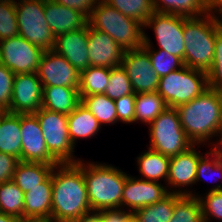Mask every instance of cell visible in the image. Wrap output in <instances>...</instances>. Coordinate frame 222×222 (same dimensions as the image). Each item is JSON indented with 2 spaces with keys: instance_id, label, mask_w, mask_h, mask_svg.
<instances>
[{
  "instance_id": "1",
  "label": "cell",
  "mask_w": 222,
  "mask_h": 222,
  "mask_svg": "<svg viewBox=\"0 0 222 222\" xmlns=\"http://www.w3.org/2000/svg\"><path fill=\"white\" fill-rule=\"evenodd\" d=\"M52 193V221L77 222L93 214L83 171L76 163H63L54 167Z\"/></svg>"
},
{
  "instance_id": "2",
  "label": "cell",
  "mask_w": 222,
  "mask_h": 222,
  "mask_svg": "<svg viewBox=\"0 0 222 222\" xmlns=\"http://www.w3.org/2000/svg\"><path fill=\"white\" fill-rule=\"evenodd\" d=\"M181 127L193 144L214 145L222 127V110L218 90L208 88L188 103L176 107ZM210 142V143H209ZM209 143V144H205Z\"/></svg>"
},
{
  "instance_id": "3",
  "label": "cell",
  "mask_w": 222,
  "mask_h": 222,
  "mask_svg": "<svg viewBox=\"0 0 222 222\" xmlns=\"http://www.w3.org/2000/svg\"><path fill=\"white\" fill-rule=\"evenodd\" d=\"M83 171L87 198L93 213L101 210L122 209V194L128 174L112 164L76 163Z\"/></svg>"
},
{
  "instance_id": "4",
  "label": "cell",
  "mask_w": 222,
  "mask_h": 222,
  "mask_svg": "<svg viewBox=\"0 0 222 222\" xmlns=\"http://www.w3.org/2000/svg\"><path fill=\"white\" fill-rule=\"evenodd\" d=\"M219 32L214 17H188L184 21V65L208 72L212 68L216 36Z\"/></svg>"
},
{
  "instance_id": "5",
  "label": "cell",
  "mask_w": 222,
  "mask_h": 222,
  "mask_svg": "<svg viewBox=\"0 0 222 222\" xmlns=\"http://www.w3.org/2000/svg\"><path fill=\"white\" fill-rule=\"evenodd\" d=\"M88 24L107 33L123 50L139 49L144 45V25L123 15L103 0L96 4L88 18Z\"/></svg>"
},
{
  "instance_id": "6",
  "label": "cell",
  "mask_w": 222,
  "mask_h": 222,
  "mask_svg": "<svg viewBox=\"0 0 222 222\" xmlns=\"http://www.w3.org/2000/svg\"><path fill=\"white\" fill-rule=\"evenodd\" d=\"M208 88L206 72L184 66L160 77L157 92L168 107L176 108L190 102Z\"/></svg>"
},
{
  "instance_id": "7",
  "label": "cell",
  "mask_w": 222,
  "mask_h": 222,
  "mask_svg": "<svg viewBox=\"0 0 222 222\" xmlns=\"http://www.w3.org/2000/svg\"><path fill=\"white\" fill-rule=\"evenodd\" d=\"M149 149L172 157L185 152L193 142L181 127L176 108L167 107L149 124Z\"/></svg>"
},
{
  "instance_id": "8",
  "label": "cell",
  "mask_w": 222,
  "mask_h": 222,
  "mask_svg": "<svg viewBox=\"0 0 222 222\" xmlns=\"http://www.w3.org/2000/svg\"><path fill=\"white\" fill-rule=\"evenodd\" d=\"M19 36L43 51L54 50L56 37L44 16V0L15 1Z\"/></svg>"
},
{
  "instance_id": "9",
  "label": "cell",
  "mask_w": 222,
  "mask_h": 222,
  "mask_svg": "<svg viewBox=\"0 0 222 222\" xmlns=\"http://www.w3.org/2000/svg\"><path fill=\"white\" fill-rule=\"evenodd\" d=\"M40 124L50 154L60 163H77L81 158L74 154L68 135V115L41 108L34 114Z\"/></svg>"
},
{
  "instance_id": "10",
  "label": "cell",
  "mask_w": 222,
  "mask_h": 222,
  "mask_svg": "<svg viewBox=\"0 0 222 222\" xmlns=\"http://www.w3.org/2000/svg\"><path fill=\"white\" fill-rule=\"evenodd\" d=\"M43 53L19 35L0 41V62L15 75L36 73Z\"/></svg>"
},
{
  "instance_id": "11",
  "label": "cell",
  "mask_w": 222,
  "mask_h": 222,
  "mask_svg": "<svg viewBox=\"0 0 222 222\" xmlns=\"http://www.w3.org/2000/svg\"><path fill=\"white\" fill-rule=\"evenodd\" d=\"M188 17L176 14L154 12L144 24V28H152L157 39L158 49L181 58L184 62V21Z\"/></svg>"
},
{
  "instance_id": "12",
  "label": "cell",
  "mask_w": 222,
  "mask_h": 222,
  "mask_svg": "<svg viewBox=\"0 0 222 222\" xmlns=\"http://www.w3.org/2000/svg\"><path fill=\"white\" fill-rule=\"evenodd\" d=\"M196 147L199 148V144H194L185 152L170 157L167 178V185H169L167 187L170 193L194 196L195 193L187 188L195 184L197 164L199 158L204 155L198 152Z\"/></svg>"
},
{
  "instance_id": "13",
  "label": "cell",
  "mask_w": 222,
  "mask_h": 222,
  "mask_svg": "<svg viewBox=\"0 0 222 222\" xmlns=\"http://www.w3.org/2000/svg\"><path fill=\"white\" fill-rule=\"evenodd\" d=\"M121 66L127 72L135 94L157 91L160 77L153 70L148 53L143 48L125 50Z\"/></svg>"
},
{
  "instance_id": "14",
  "label": "cell",
  "mask_w": 222,
  "mask_h": 222,
  "mask_svg": "<svg viewBox=\"0 0 222 222\" xmlns=\"http://www.w3.org/2000/svg\"><path fill=\"white\" fill-rule=\"evenodd\" d=\"M21 161L60 164L49 152L39 121L34 114H21Z\"/></svg>"
},
{
  "instance_id": "15",
  "label": "cell",
  "mask_w": 222,
  "mask_h": 222,
  "mask_svg": "<svg viewBox=\"0 0 222 222\" xmlns=\"http://www.w3.org/2000/svg\"><path fill=\"white\" fill-rule=\"evenodd\" d=\"M36 73L42 86L79 88L80 72L54 50L44 51Z\"/></svg>"
},
{
  "instance_id": "16",
  "label": "cell",
  "mask_w": 222,
  "mask_h": 222,
  "mask_svg": "<svg viewBox=\"0 0 222 222\" xmlns=\"http://www.w3.org/2000/svg\"><path fill=\"white\" fill-rule=\"evenodd\" d=\"M43 87L37 73L16 74L8 112L35 114L42 108Z\"/></svg>"
},
{
  "instance_id": "17",
  "label": "cell",
  "mask_w": 222,
  "mask_h": 222,
  "mask_svg": "<svg viewBox=\"0 0 222 222\" xmlns=\"http://www.w3.org/2000/svg\"><path fill=\"white\" fill-rule=\"evenodd\" d=\"M160 183V184H159ZM170 192L161 182L140 179L128 174L122 194V209L134 213L137 209L163 200Z\"/></svg>"
},
{
  "instance_id": "18",
  "label": "cell",
  "mask_w": 222,
  "mask_h": 222,
  "mask_svg": "<svg viewBox=\"0 0 222 222\" xmlns=\"http://www.w3.org/2000/svg\"><path fill=\"white\" fill-rule=\"evenodd\" d=\"M124 51L107 33L88 24V54L90 66L113 68L122 64Z\"/></svg>"
},
{
  "instance_id": "19",
  "label": "cell",
  "mask_w": 222,
  "mask_h": 222,
  "mask_svg": "<svg viewBox=\"0 0 222 222\" xmlns=\"http://www.w3.org/2000/svg\"><path fill=\"white\" fill-rule=\"evenodd\" d=\"M54 51L62 55L79 72L90 67L88 54V24L77 30L58 35Z\"/></svg>"
},
{
  "instance_id": "20",
  "label": "cell",
  "mask_w": 222,
  "mask_h": 222,
  "mask_svg": "<svg viewBox=\"0 0 222 222\" xmlns=\"http://www.w3.org/2000/svg\"><path fill=\"white\" fill-rule=\"evenodd\" d=\"M44 16L55 37L77 31L88 24V18L83 13L54 0H44Z\"/></svg>"
},
{
  "instance_id": "21",
  "label": "cell",
  "mask_w": 222,
  "mask_h": 222,
  "mask_svg": "<svg viewBox=\"0 0 222 222\" xmlns=\"http://www.w3.org/2000/svg\"><path fill=\"white\" fill-rule=\"evenodd\" d=\"M52 173L40 184L24 193L23 222L51 220Z\"/></svg>"
},
{
  "instance_id": "22",
  "label": "cell",
  "mask_w": 222,
  "mask_h": 222,
  "mask_svg": "<svg viewBox=\"0 0 222 222\" xmlns=\"http://www.w3.org/2000/svg\"><path fill=\"white\" fill-rule=\"evenodd\" d=\"M42 108L59 112L65 115L71 114L81 103L78 87L66 86H42Z\"/></svg>"
},
{
  "instance_id": "23",
  "label": "cell",
  "mask_w": 222,
  "mask_h": 222,
  "mask_svg": "<svg viewBox=\"0 0 222 222\" xmlns=\"http://www.w3.org/2000/svg\"><path fill=\"white\" fill-rule=\"evenodd\" d=\"M101 127L98 120L82 103L68 115V135L74 147L78 142L77 139L93 138Z\"/></svg>"
},
{
  "instance_id": "24",
  "label": "cell",
  "mask_w": 222,
  "mask_h": 222,
  "mask_svg": "<svg viewBox=\"0 0 222 222\" xmlns=\"http://www.w3.org/2000/svg\"><path fill=\"white\" fill-rule=\"evenodd\" d=\"M21 114L7 112L0 121V152L21 161Z\"/></svg>"
},
{
  "instance_id": "25",
  "label": "cell",
  "mask_w": 222,
  "mask_h": 222,
  "mask_svg": "<svg viewBox=\"0 0 222 222\" xmlns=\"http://www.w3.org/2000/svg\"><path fill=\"white\" fill-rule=\"evenodd\" d=\"M136 159L138 171L142 175L140 179L154 182L164 180L167 185L170 157L148 148Z\"/></svg>"
},
{
  "instance_id": "26",
  "label": "cell",
  "mask_w": 222,
  "mask_h": 222,
  "mask_svg": "<svg viewBox=\"0 0 222 222\" xmlns=\"http://www.w3.org/2000/svg\"><path fill=\"white\" fill-rule=\"evenodd\" d=\"M56 165L19 161L12 180L25 193L40 186L52 173Z\"/></svg>"
},
{
  "instance_id": "27",
  "label": "cell",
  "mask_w": 222,
  "mask_h": 222,
  "mask_svg": "<svg viewBox=\"0 0 222 222\" xmlns=\"http://www.w3.org/2000/svg\"><path fill=\"white\" fill-rule=\"evenodd\" d=\"M167 104L158 92L138 93L135 97V123L149 125L166 108Z\"/></svg>"
},
{
  "instance_id": "28",
  "label": "cell",
  "mask_w": 222,
  "mask_h": 222,
  "mask_svg": "<svg viewBox=\"0 0 222 222\" xmlns=\"http://www.w3.org/2000/svg\"><path fill=\"white\" fill-rule=\"evenodd\" d=\"M157 13L201 17L208 13L206 0H153Z\"/></svg>"
},
{
  "instance_id": "29",
  "label": "cell",
  "mask_w": 222,
  "mask_h": 222,
  "mask_svg": "<svg viewBox=\"0 0 222 222\" xmlns=\"http://www.w3.org/2000/svg\"><path fill=\"white\" fill-rule=\"evenodd\" d=\"M81 103L93 114L99 124L114 125L117 123L116 105L113 99L105 94L80 96Z\"/></svg>"
},
{
  "instance_id": "30",
  "label": "cell",
  "mask_w": 222,
  "mask_h": 222,
  "mask_svg": "<svg viewBox=\"0 0 222 222\" xmlns=\"http://www.w3.org/2000/svg\"><path fill=\"white\" fill-rule=\"evenodd\" d=\"M142 48L148 53L152 68L159 77L168 75L170 72L185 66L181 58L169 54L165 50L155 49L147 33H144V45Z\"/></svg>"
},
{
  "instance_id": "31",
  "label": "cell",
  "mask_w": 222,
  "mask_h": 222,
  "mask_svg": "<svg viewBox=\"0 0 222 222\" xmlns=\"http://www.w3.org/2000/svg\"><path fill=\"white\" fill-rule=\"evenodd\" d=\"M110 68L90 66L80 72L79 94L89 96L92 94H104L109 83Z\"/></svg>"
},
{
  "instance_id": "32",
  "label": "cell",
  "mask_w": 222,
  "mask_h": 222,
  "mask_svg": "<svg viewBox=\"0 0 222 222\" xmlns=\"http://www.w3.org/2000/svg\"><path fill=\"white\" fill-rule=\"evenodd\" d=\"M24 192L13 180L0 184V212L23 222Z\"/></svg>"
},
{
  "instance_id": "33",
  "label": "cell",
  "mask_w": 222,
  "mask_h": 222,
  "mask_svg": "<svg viewBox=\"0 0 222 222\" xmlns=\"http://www.w3.org/2000/svg\"><path fill=\"white\" fill-rule=\"evenodd\" d=\"M175 194L170 193L163 200L137 209L133 214L139 222H169L174 211Z\"/></svg>"
},
{
  "instance_id": "34",
  "label": "cell",
  "mask_w": 222,
  "mask_h": 222,
  "mask_svg": "<svg viewBox=\"0 0 222 222\" xmlns=\"http://www.w3.org/2000/svg\"><path fill=\"white\" fill-rule=\"evenodd\" d=\"M169 222H203L198 197L175 194V206Z\"/></svg>"
},
{
  "instance_id": "35",
  "label": "cell",
  "mask_w": 222,
  "mask_h": 222,
  "mask_svg": "<svg viewBox=\"0 0 222 222\" xmlns=\"http://www.w3.org/2000/svg\"><path fill=\"white\" fill-rule=\"evenodd\" d=\"M123 15L138 20L143 25L155 12L153 0H103Z\"/></svg>"
},
{
  "instance_id": "36",
  "label": "cell",
  "mask_w": 222,
  "mask_h": 222,
  "mask_svg": "<svg viewBox=\"0 0 222 222\" xmlns=\"http://www.w3.org/2000/svg\"><path fill=\"white\" fill-rule=\"evenodd\" d=\"M131 93L133 89L125 69L121 65L110 68L109 83L104 94L115 100Z\"/></svg>"
},
{
  "instance_id": "37",
  "label": "cell",
  "mask_w": 222,
  "mask_h": 222,
  "mask_svg": "<svg viewBox=\"0 0 222 222\" xmlns=\"http://www.w3.org/2000/svg\"><path fill=\"white\" fill-rule=\"evenodd\" d=\"M18 35L15 0H0V41Z\"/></svg>"
},
{
  "instance_id": "38",
  "label": "cell",
  "mask_w": 222,
  "mask_h": 222,
  "mask_svg": "<svg viewBox=\"0 0 222 222\" xmlns=\"http://www.w3.org/2000/svg\"><path fill=\"white\" fill-rule=\"evenodd\" d=\"M204 155L205 156L202 155L199 158V161L197 164L195 184L197 182L207 180L208 178H210L209 177L210 175H213V173L214 174L217 173L218 175L221 176V178L220 176L219 178L222 179V156L218 154L213 148H211L209 152H205ZM210 181H213V180L210 179Z\"/></svg>"
},
{
  "instance_id": "39",
  "label": "cell",
  "mask_w": 222,
  "mask_h": 222,
  "mask_svg": "<svg viewBox=\"0 0 222 222\" xmlns=\"http://www.w3.org/2000/svg\"><path fill=\"white\" fill-rule=\"evenodd\" d=\"M205 194H194L201 203L203 222H210L211 218L222 221V190H211Z\"/></svg>"
},
{
  "instance_id": "40",
  "label": "cell",
  "mask_w": 222,
  "mask_h": 222,
  "mask_svg": "<svg viewBox=\"0 0 222 222\" xmlns=\"http://www.w3.org/2000/svg\"><path fill=\"white\" fill-rule=\"evenodd\" d=\"M208 87L216 90L222 89V32L216 36L215 52L212 68L207 72Z\"/></svg>"
},
{
  "instance_id": "41",
  "label": "cell",
  "mask_w": 222,
  "mask_h": 222,
  "mask_svg": "<svg viewBox=\"0 0 222 222\" xmlns=\"http://www.w3.org/2000/svg\"><path fill=\"white\" fill-rule=\"evenodd\" d=\"M15 74L0 62V108L9 110Z\"/></svg>"
},
{
  "instance_id": "42",
  "label": "cell",
  "mask_w": 222,
  "mask_h": 222,
  "mask_svg": "<svg viewBox=\"0 0 222 222\" xmlns=\"http://www.w3.org/2000/svg\"><path fill=\"white\" fill-rule=\"evenodd\" d=\"M135 97L136 94L133 92L114 100L118 122L135 123Z\"/></svg>"
},
{
  "instance_id": "43",
  "label": "cell",
  "mask_w": 222,
  "mask_h": 222,
  "mask_svg": "<svg viewBox=\"0 0 222 222\" xmlns=\"http://www.w3.org/2000/svg\"><path fill=\"white\" fill-rule=\"evenodd\" d=\"M18 162L16 157L0 152V184L12 180Z\"/></svg>"
},
{
  "instance_id": "44",
  "label": "cell",
  "mask_w": 222,
  "mask_h": 222,
  "mask_svg": "<svg viewBox=\"0 0 222 222\" xmlns=\"http://www.w3.org/2000/svg\"><path fill=\"white\" fill-rule=\"evenodd\" d=\"M58 4L64 5L83 13L87 18L95 8L99 0H54Z\"/></svg>"
},
{
  "instance_id": "45",
  "label": "cell",
  "mask_w": 222,
  "mask_h": 222,
  "mask_svg": "<svg viewBox=\"0 0 222 222\" xmlns=\"http://www.w3.org/2000/svg\"><path fill=\"white\" fill-rule=\"evenodd\" d=\"M101 220V222H126L129 216L132 214L128 209H110L101 210L95 213Z\"/></svg>"
},
{
  "instance_id": "46",
  "label": "cell",
  "mask_w": 222,
  "mask_h": 222,
  "mask_svg": "<svg viewBox=\"0 0 222 222\" xmlns=\"http://www.w3.org/2000/svg\"><path fill=\"white\" fill-rule=\"evenodd\" d=\"M222 9V0H208L207 1V10L208 14L213 17Z\"/></svg>"
},
{
  "instance_id": "47",
  "label": "cell",
  "mask_w": 222,
  "mask_h": 222,
  "mask_svg": "<svg viewBox=\"0 0 222 222\" xmlns=\"http://www.w3.org/2000/svg\"><path fill=\"white\" fill-rule=\"evenodd\" d=\"M0 222H22L14 216L0 212Z\"/></svg>"
},
{
  "instance_id": "48",
  "label": "cell",
  "mask_w": 222,
  "mask_h": 222,
  "mask_svg": "<svg viewBox=\"0 0 222 222\" xmlns=\"http://www.w3.org/2000/svg\"><path fill=\"white\" fill-rule=\"evenodd\" d=\"M219 140H216L217 143H215L212 148L222 156V127L218 136ZM215 146V147H214Z\"/></svg>"
},
{
  "instance_id": "49",
  "label": "cell",
  "mask_w": 222,
  "mask_h": 222,
  "mask_svg": "<svg viewBox=\"0 0 222 222\" xmlns=\"http://www.w3.org/2000/svg\"><path fill=\"white\" fill-rule=\"evenodd\" d=\"M77 222H101V220L95 213H93L89 216L83 217Z\"/></svg>"
},
{
  "instance_id": "50",
  "label": "cell",
  "mask_w": 222,
  "mask_h": 222,
  "mask_svg": "<svg viewBox=\"0 0 222 222\" xmlns=\"http://www.w3.org/2000/svg\"><path fill=\"white\" fill-rule=\"evenodd\" d=\"M217 14L218 16H214V19L216 21L218 30L222 32V9Z\"/></svg>"
},
{
  "instance_id": "51",
  "label": "cell",
  "mask_w": 222,
  "mask_h": 222,
  "mask_svg": "<svg viewBox=\"0 0 222 222\" xmlns=\"http://www.w3.org/2000/svg\"><path fill=\"white\" fill-rule=\"evenodd\" d=\"M126 222H139V220L135 217V215L132 213Z\"/></svg>"
},
{
  "instance_id": "52",
  "label": "cell",
  "mask_w": 222,
  "mask_h": 222,
  "mask_svg": "<svg viewBox=\"0 0 222 222\" xmlns=\"http://www.w3.org/2000/svg\"><path fill=\"white\" fill-rule=\"evenodd\" d=\"M211 190H222V184H216L214 185V187L210 188L208 191H211Z\"/></svg>"
},
{
  "instance_id": "53",
  "label": "cell",
  "mask_w": 222,
  "mask_h": 222,
  "mask_svg": "<svg viewBox=\"0 0 222 222\" xmlns=\"http://www.w3.org/2000/svg\"><path fill=\"white\" fill-rule=\"evenodd\" d=\"M7 112H8L7 110L0 108V121L2 120L3 116H4Z\"/></svg>"
},
{
  "instance_id": "54",
  "label": "cell",
  "mask_w": 222,
  "mask_h": 222,
  "mask_svg": "<svg viewBox=\"0 0 222 222\" xmlns=\"http://www.w3.org/2000/svg\"><path fill=\"white\" fill-rule=\"evenodd\" d=\"M219 93V98H220V102H221V110H222V89L218 90Z\"/></svg>"
},
{
  "instance_id": "55",
  "label": "cell",
  "mask_w": 222,
  "mask_h": 222,
  "mask_svg": "<svg viewBox=\"0 0 222 222\" xmlns=\"http://www.w3.org/2000/svg\"><path fill=\"white\" fill-rule=\"evenodd\" d=\"M36 222H57V221H52V220H44V221H36Z\"/></svg>"
}]
</instances>
